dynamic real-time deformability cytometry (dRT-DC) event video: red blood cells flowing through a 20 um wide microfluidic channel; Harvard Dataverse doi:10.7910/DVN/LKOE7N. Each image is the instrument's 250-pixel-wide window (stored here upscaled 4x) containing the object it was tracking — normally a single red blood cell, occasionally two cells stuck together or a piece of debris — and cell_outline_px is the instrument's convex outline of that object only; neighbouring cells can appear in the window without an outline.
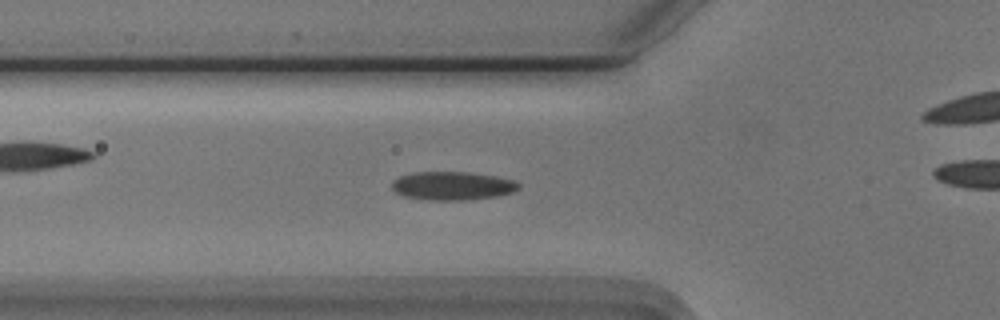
{"species": "Egyptian fruit bat (a non-hibernating species)", "species_latin": "Rousettus aegyptiacus", "temperature_condition": "cold", "stored_images_in_passage": 52, "camera_frame_rate_fps": 3000, "um_per_image_px": 0.085, "animal": {"sex": "male"}, "frame": {"image": 1, "passage_image": 19, "time_ms": 6.0, "image_size_px": [1000, 320], "cell_outline_px": [[520, 188], [512, 192], [496, 196], [468, 200], [428, 200], [404, 196], [396, 192], [392, 188], [392, 180], [400, 176], [412, 172], [468, 172], [496, 176], [512, 180], [520, 184]], "centroid_in_image_um": [38.44, 15.79], "position_along_channel_um": 87.4, "area_um2": 21.04}}
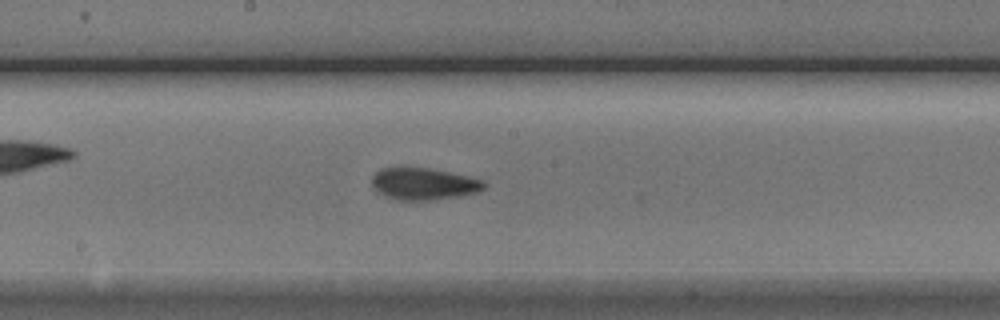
{"frame": {"image": 2, "passage_image": 29, "time_ms": 9.333, "image_size_px": [1000, 320], "cell_outline_px": [[488, 184], [480, 192], [460, 196], [428, 200], [396, 200], [384, 196], [372, 184], [372, 176], [380, 168], [428, 168], [468, 176], [484, 180]], "centroid_in_image_um": [36.06, 15.63], "position_along_channel_um": 212.1, "area_um2": 20.81}}
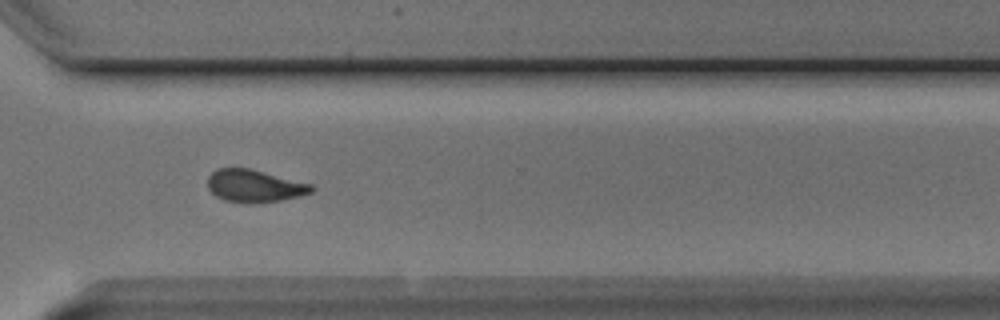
{"frame": {"image": 3, "passage_image": 40, "time_ms": 13.0, "image_size_px": [1000, 320], "cell_outline_px": [[316, 188], [312, 192], [300, 196], [280, 200], [224, 200], [216, 196], [208, 188], [208, 176], [216, 168], [248, 168], [312, 184]], "centroid_in_image_um": [21.64, 15.75], "position_along_channel_um": 349.0, "area_um2": 18.84}}